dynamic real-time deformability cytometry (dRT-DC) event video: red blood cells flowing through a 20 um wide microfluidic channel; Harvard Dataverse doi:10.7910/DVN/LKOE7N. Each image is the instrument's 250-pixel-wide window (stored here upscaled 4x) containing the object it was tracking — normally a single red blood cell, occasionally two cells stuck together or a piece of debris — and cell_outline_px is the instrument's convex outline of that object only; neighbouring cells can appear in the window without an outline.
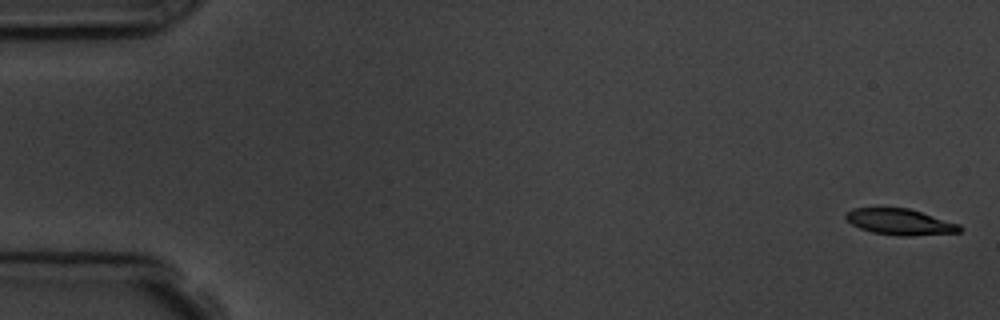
{"species": "common noctule bat (a hibernating species)", "species_latin": "Nyctalus noctula", "temperature_condition": "room temperature", "stored_images_in_passage": 6, "segment_of_instrument_passage": [1, 2], "camera_frame_rate_fps": 3000, "um_per_image_px": 0.085, "animal": {"sex": "male", "body_mass_g": 19.5, "forearm_length_mm": 54.6}, "frame": {"image": 1, "passage_image": 1, "time_ms": 0.0, "image_size_px": [1000, 320], "cell_outline_px": [[964, 228], [960, 232], [912, 236], [900, 236], [872, 232], [860, 228], [852, 224], [844, 216], [852, 208], [880, 204], [908, 208], [960, 224]], "centroid_in_image_um": [76.46, 18.81], "position_along_channel_um": 8.5, "area_um2": 18.03}}